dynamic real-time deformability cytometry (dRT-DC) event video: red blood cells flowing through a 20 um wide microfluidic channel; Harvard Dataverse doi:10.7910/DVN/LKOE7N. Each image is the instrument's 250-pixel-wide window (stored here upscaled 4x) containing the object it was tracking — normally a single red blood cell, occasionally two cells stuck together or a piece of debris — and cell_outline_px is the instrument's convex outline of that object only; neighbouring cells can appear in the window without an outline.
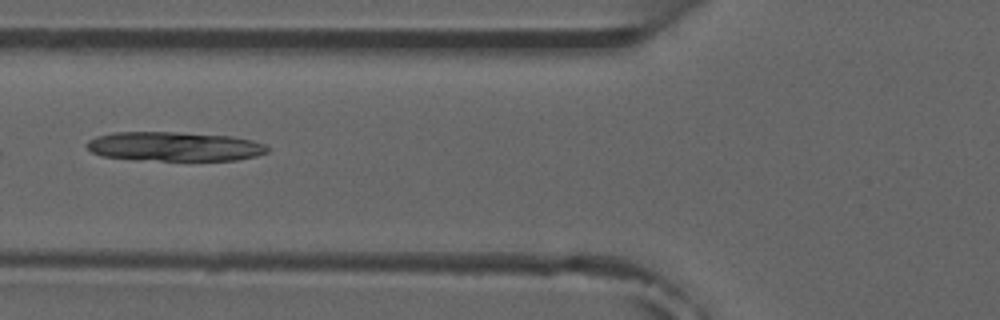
{"species": "common noctule bat (a hibernating species)", "species_latin": "Nyctalus noctula", "temperature_condition": "room temperature", "stored_images_in_passage": 2, "camera_frame_rate_fps": 3000, "um_per_image_px": 0.085, "animal": {"sex": "male", "forearm_length_mm": 52.5}, "frame": {"image": 1, "passage_image": 2, "time_ms": 1.0, "image_size_px": [1000, 320], "cell_outline_px": [[268, 152], [256, 156], [236, 160], [136, 160], [100, 156], [92, 152], [84, 144], [88, 140], [96, 136], [112, 132], [176, 132], [232, 136], [252, 140], [264, 144], [268, 148]], "centroid_in_image_um": [14.78, 12.45], "position_along_channel_um": 111.0, "area_um2": 31.04}}